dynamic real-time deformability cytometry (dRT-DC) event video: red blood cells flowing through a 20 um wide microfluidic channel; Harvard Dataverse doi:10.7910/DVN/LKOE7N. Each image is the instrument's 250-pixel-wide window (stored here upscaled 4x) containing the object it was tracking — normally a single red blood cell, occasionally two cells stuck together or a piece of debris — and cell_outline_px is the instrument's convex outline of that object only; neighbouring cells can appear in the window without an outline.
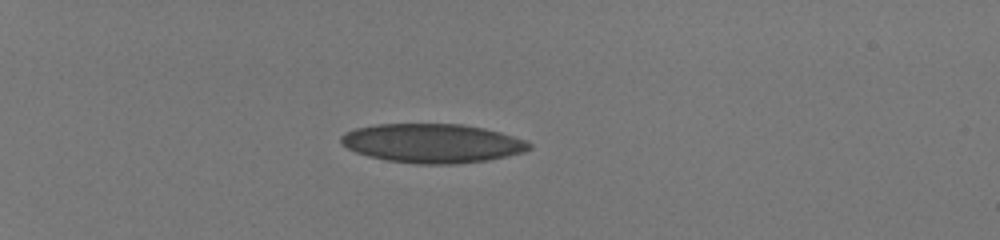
{"species": "human", "species_latin": "Homo sapiens", "temperature_condition": "room temperature", "stored_images_in_passage": 38, "camera_frame_rate_fps": 3000, "um_per_image_px": 0.085, "donor": {"sex": "male"}, "frame": {"image": 1, "passage_image": 1, "time_ms": 0.0, "image_size_px": [1000, 240], "cell_outline_px": [[532, 148], [524, 152], [484, 160], [452, 164], [416, 164], [388, 160], [368, 156], [356, 152], [340, 144], [340, 136], [344, 132], [356, 128], [376, 124], [460, 124], [484, 128], [500, 132], [528, 140], [532, 144]], "centroid_in_image_um": [36.74, 12.17], "position_along_channel_um": 48.3, "area_um2": 42.83}}
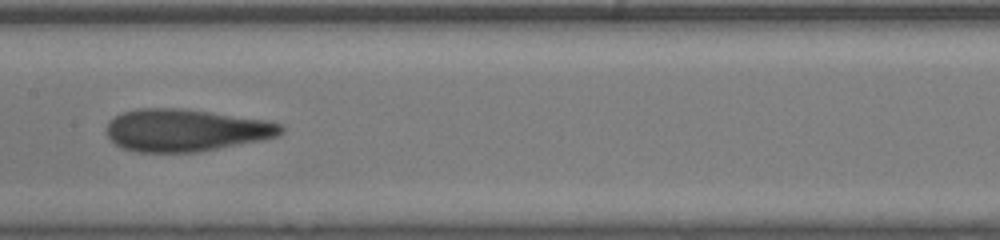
{"frame": {"image": 2, "passage_image": 17, "time_ms": 5.333, "image_size_px": [1000, 240], "cell_outline_px": [[284, 132], [276, 136], [260, 140], [196, 152], [140, 152], [124, 148], [116, 144], [108, 136], [108, 120], [124, 112], [136, 108], [180, 108], [272, 120], [284, 124]], "centroid_in_image_um": [15.84, 11.05], "position_along_channel_um": 191.6, "area_um2": 42.95}}
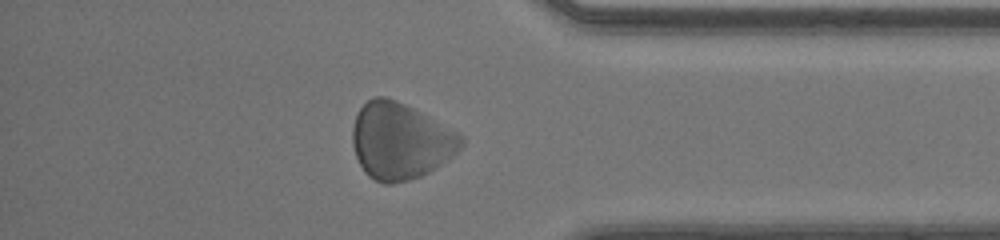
{"frame": {"image": 3, "passage_image": 33, "time_ms": 10.667, "image_size_px": [1000, 240], "cell_outline_px": [[464, 144], [452, 156], [436, 168], [420, 176], [408, 180], [392, 184], [384, 184], [368, 176], [364, 172], [356, 156], [352, 144], [352, 128], [356, 116], [360, 108], [372, 96], [384, 96], [396, 100], [460, 132], [464, 136]], "centroid_in_image_um": [34.03, 11.99], "position_along_channel_um": 401.2, "area_um2": 48.44}, "authors_computed_cell_mechanics": {"area_um2": 43.639, "velocity_mm_per_s": 4.0507, "shape_relaxation_time_tau1_ms": 3.4019, "shape_relaxation_time_tau2_ms": 1.5464, "deformation_change_tau1": 0.0865, "deformation_change_tau2": 0.1107}}